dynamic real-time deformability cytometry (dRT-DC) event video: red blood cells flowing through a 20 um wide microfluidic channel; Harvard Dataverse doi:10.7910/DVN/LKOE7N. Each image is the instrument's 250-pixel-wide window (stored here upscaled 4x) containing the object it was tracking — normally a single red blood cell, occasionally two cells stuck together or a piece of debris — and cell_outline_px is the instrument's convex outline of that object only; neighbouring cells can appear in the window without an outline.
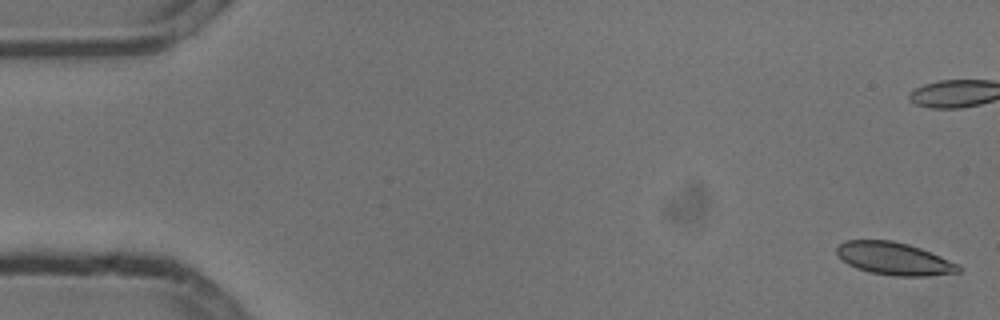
{"species": "common noctule bat (a hibernating species)", "species_latin": "Nyctalus noctula", "temperature_condition": "cold", "stored_images_in_passage": 8, "camera_frame_rate_fps": 3000, "um_per_image_px": 0.085, "animal": {"sex": "male", "body_mass_g": 13.3}, "frame": {"image": 1, "passage_image": 1, "time_ms": 0.0, "image_size_px": [1000, 320], "cell_outline_px": [[964, 268], [960, 272], [928, 276], [896, 276], [868, 272], [856, 268], [848, 264], [836, 252], [836, 248], [844, 240], [892, 240], [908, 244], [920, 248], [960, 264]], "centroid_in_image_um": [76.04, 21.99], "position_along_channel_um": 9.0, "area_um2": 23.24}}
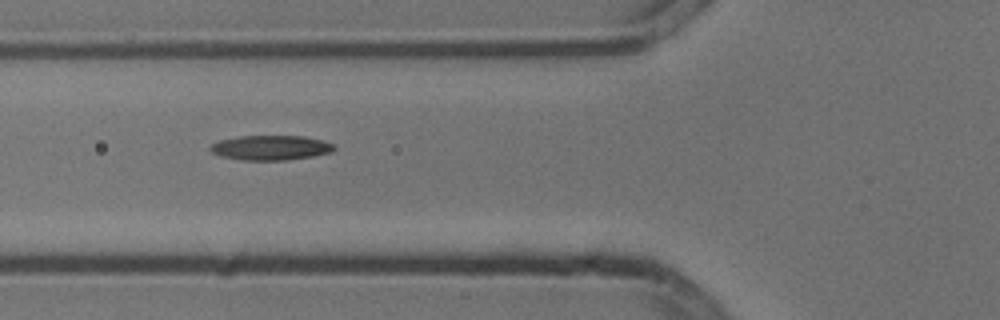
{"frame": {"image": 2, "passage_image": 7, "time_ms": 2.0, "image_size_px": [1000, 320], "cell_outline_px": [[336, 148], [332, 152], [312, 156], [288, 160], [244, 160], [220, 156], [212, 152], [208, 148], [212, 144], [220, 140], [240, 136], [304, 136], [324, 140], [332, 144]], "centroid_in_image_um": [23.02, 12.55], "position_along_channel_um": 102.8, "area_um2": 17.86}}
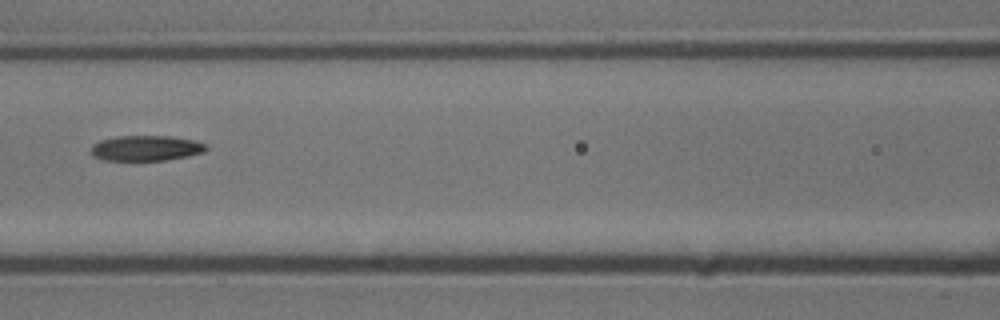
{"frame": {"image": 3, "passage_image": 8, "time_ms": 2.333, "image_size_px": [1000, 320], "cell_outline_px": [[208, 148], [204, 152], [188, 156], [164, 160], [104, 160], [92, 156], [92, 144], [100, 140], [116, 136], [168, 136], [192, 140], [208, 144]], "centroid_in_image_um": [12.41, 12.59], "position_along_channel_um": 154.2, "area_um2": 16.99}}